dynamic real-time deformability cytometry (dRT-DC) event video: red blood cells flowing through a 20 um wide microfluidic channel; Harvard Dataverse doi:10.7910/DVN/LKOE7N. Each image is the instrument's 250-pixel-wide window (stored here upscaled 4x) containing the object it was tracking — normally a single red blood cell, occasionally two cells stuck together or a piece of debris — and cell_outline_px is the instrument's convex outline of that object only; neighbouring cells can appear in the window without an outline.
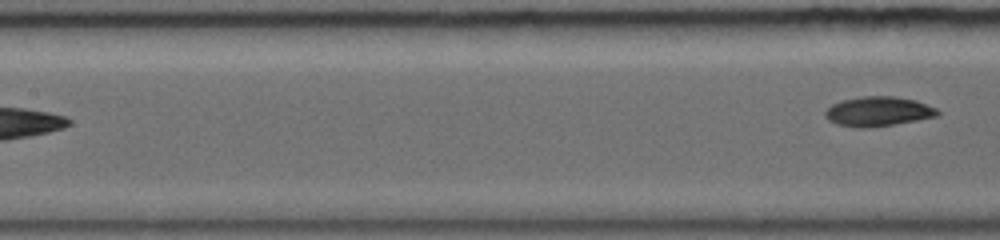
{"species": "common noctule bat (a hibernating species)", "species_latin": "Nyctalus noctula", "temperature_condition": "warm", "stored_images_in_passage": 6, "camera_frame_rate_fps": 5000, "um_per_image_px": 0.085, "animal": {"sex": "female", "body_mass_g": 19.0, "forearm_length_mm": 56.7}, "frame": {"image": 1, "passage_image": 6, "time_ms": 4.2, "image_size_px": [1000, 240], "cell_outline_px": [[940, 112], [936, 116], [916, 120], [868, 128], [856, 128], [836, 124], [828, 120], [824, 116], [824, 112], [832, 104], [844, 100], [864, 96], [896, 96], [916, 100], [936, 108]], "centroid_in_image_um": [74.62, 9.47], "position_along_channel_um": 132.8, "area_um2": 19.31}}